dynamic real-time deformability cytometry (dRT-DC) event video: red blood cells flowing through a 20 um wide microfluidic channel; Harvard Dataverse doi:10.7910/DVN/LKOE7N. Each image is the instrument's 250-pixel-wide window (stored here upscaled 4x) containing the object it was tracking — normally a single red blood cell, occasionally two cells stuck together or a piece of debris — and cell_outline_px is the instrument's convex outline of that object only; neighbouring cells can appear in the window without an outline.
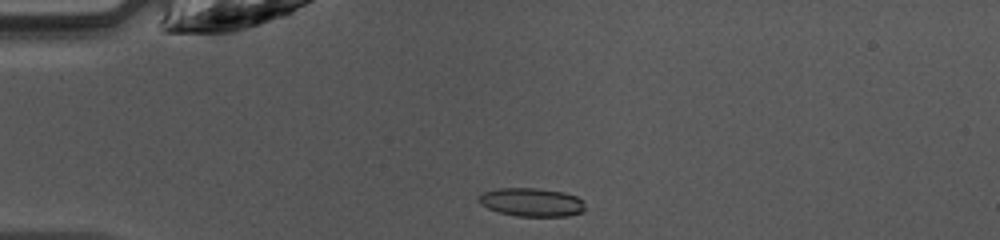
{"species": "common noctule bat (a hibernating species)", "species_latin": "Nyctalus noctula", "temperature_condition": "warm", "stored_images_in_passage": 37, "camera_frame_rate_fps": 3000, "um_per_image_px": 0.085, "animal": {"sex": "female", "body_mass_g": 10.0, "forearm_length_mm": 53.1}, "frame": {"image": 1, "passage_image": 1, "time_ms": 0.0, "image_size_px": [1000, 240], "cell_outline_px": [[584, 212], [568, 216], [516, 216], [500, 212], [488, 208], [480, 204], [476, 200], [484, 192], [496, 188], [536, 188], [564, 192], [576, 196], [584, 200]], "centroid_in_image_um": [45.2, 17.18], "position_along_channel_um": 39.8, "area_um2": 17.74}}
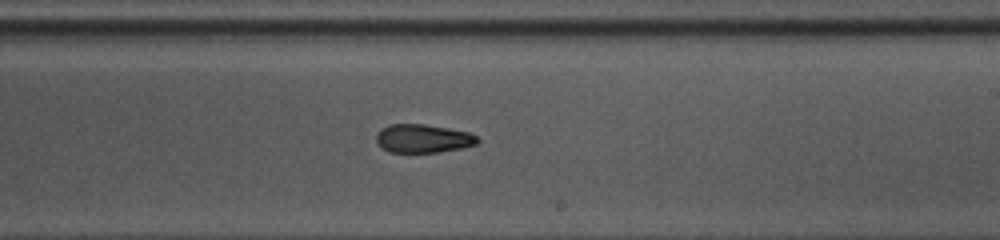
{"frame": {"image": 2, "passage_image": 18, "time_ms": 5.667, "image_size_px": [1000, 240], "cell_outline_px": [[480, 140], [476, 144], [460, 148], [436, 152], [392, 152], [384, 148], [376, 140], [376, 136], [380, 128], [388, 124], [424, 124], [448, 128], [468, 132], [476, 136]], "centroid_in_image_um": [35.95, 11.76], "position_along_channel_um": 253.1, "area_um2": 16.59}}
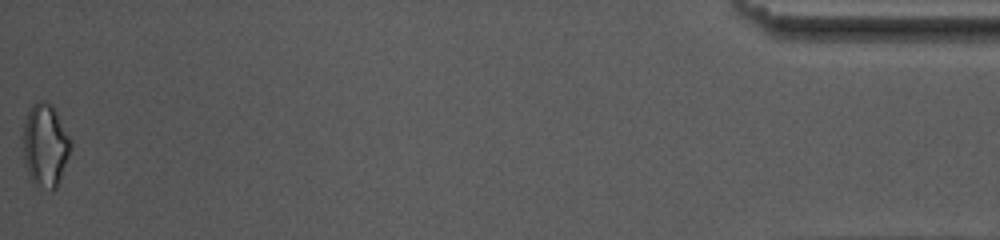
{"frame": {"image": 3, "passage_image": 37, "time_ms": 12.0, "image_size_px": [1000, 240], "cell_outline_px": [[72, 144], [68, 156], [56, 188], [52, 192], [32, 180], [24, 164], [20, 136], [28, 112], [32, 104], [36, 100], [44, 100], [52, 104], [72, 140]], "centroid_in_image_um": [3.81, 12.29], "position_along_channel_um": 431.4, "area_um2": 23.35}, "authors_computed_cell_mechanics": {"area_um2": 17.6868, "velocity_mm_per_s": 4.2364, "shape_relaxation_time_tau1_ms": null, "shape_relaxation_time_tau2_ms": 2.5217, "deformation_change_tau1": null, "deformation_change_tau2": 0.0893}}